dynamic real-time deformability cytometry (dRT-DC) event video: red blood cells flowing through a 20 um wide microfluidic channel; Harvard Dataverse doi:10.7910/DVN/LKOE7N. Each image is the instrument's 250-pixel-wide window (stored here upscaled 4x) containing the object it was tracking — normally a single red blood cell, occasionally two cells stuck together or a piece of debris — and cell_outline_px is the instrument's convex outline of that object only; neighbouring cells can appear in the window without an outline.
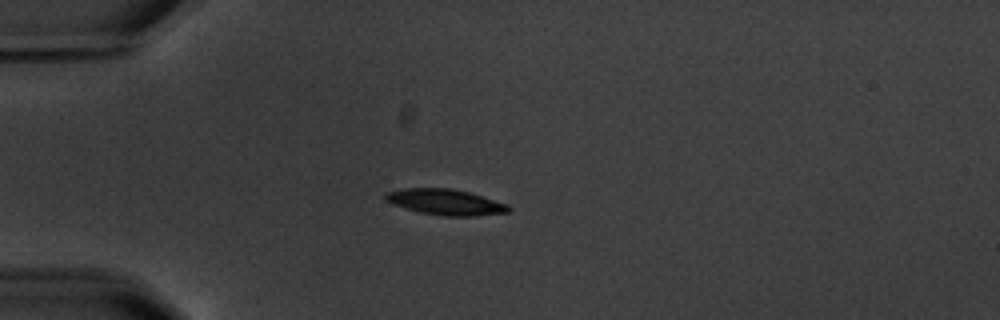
{"species": "common noctule bat (a hibernating species)", "species_latin": "Nyctalus noctula", "temperature_condition": "warm", "stored_images_in_passage": 8, "camera_frame_rate_fps": 3000, "um_per_image_px": 0.085, "animal": {"sex": "male", "body_mass_g": 20.1, "forearm_length_mm": 53.5}, "frame": {"image": 1, "passage_image": 5, "time_ms": 4.667, "image_size_px": [1000, 320], "cell_outline_px": [[512, 208], [508, 212], [476, 216], [444, 216], [420, 212], [392, 204], [384, 200], [384, 192], [404, 188], [452, 188], [468, 192], [508, 204]], "centroid_in_image_um": [37.84, 17.17], "position_along_channel_um": 47.2, "area_um2": 18.55}}
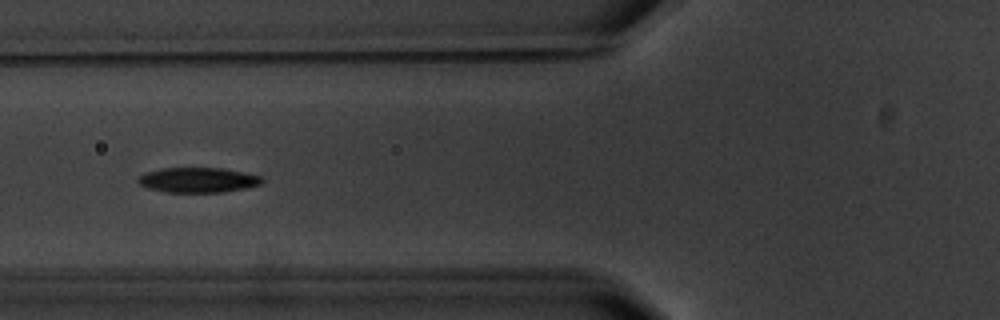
{"frame": {"image": 2, "passage_image": 7, "time_ms": 7.0, "image_size_px": [1000, 320], "cell_outline_px": [[264, 180], [260, 184], [244, 188], [224, 192], [168, 192], [148, 188], [140, 184], [136, 180], [140, 176], [148, 172], [164, 168], [224, 168], [264, 176]], "centroid_in_image_um": [16.88, 15.29], "position_along_channel_um": 108.9, "area_um2": 17.98}}